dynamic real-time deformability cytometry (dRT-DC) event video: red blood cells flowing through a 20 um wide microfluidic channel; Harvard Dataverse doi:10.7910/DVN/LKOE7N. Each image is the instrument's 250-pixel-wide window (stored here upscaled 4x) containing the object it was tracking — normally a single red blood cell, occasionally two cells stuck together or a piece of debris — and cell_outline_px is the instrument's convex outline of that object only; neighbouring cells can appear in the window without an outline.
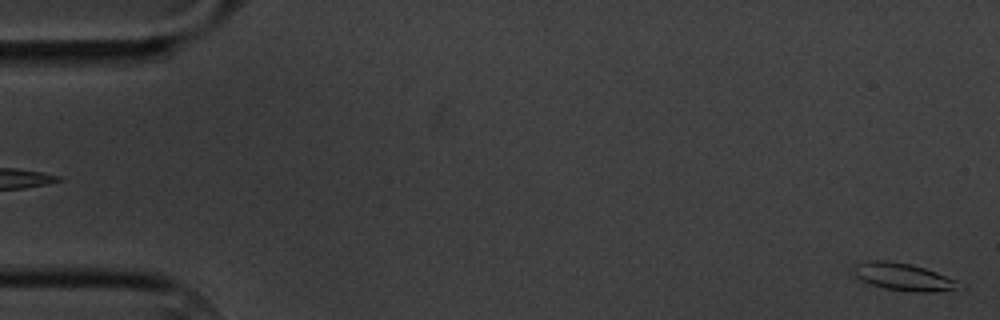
{"species": "common noctule bat (a hibernating species)", "species_latin": "Nyctalus noctula", "temperature_condition": "cold", "stored_images_in_passage": 6, "camera_frame_rate_fps": 3000, "um_per_image_px": 0.085, "animal": {"sex": "male", "body_mass_g": 20.1, "forearm_length_mm": 53.5}, "frame": {"image": 1, "passage_image": 6, "time_ms": 6.0, "image_size_px": [1000, 320], "cell_outline_px": [[968, 288], [936, 292], [912, 292], [884, 288], [872, 284], [856, 276], [852, 272], [852, 268], [856, 264], [864, 260], [888, 260], [912, 264], [936, 272], [956, 280]], "centroid_in_image_um": [76.84, 23.53], "position_along_channel_um": 8.2, "area_um2": 17.11}}